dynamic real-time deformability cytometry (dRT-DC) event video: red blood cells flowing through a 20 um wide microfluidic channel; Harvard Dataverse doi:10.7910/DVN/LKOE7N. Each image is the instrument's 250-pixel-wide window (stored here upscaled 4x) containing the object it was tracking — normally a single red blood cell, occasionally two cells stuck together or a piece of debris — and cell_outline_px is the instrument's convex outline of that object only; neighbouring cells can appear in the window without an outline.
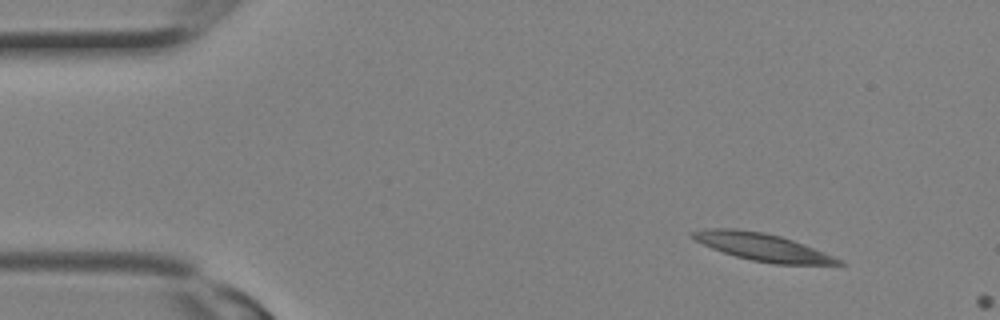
{"species": "Egyptian fruit bat (a non-hibernating species)", "species_latin": "Rousettus aegyptiacus", "temperature_condition": "room temperature", "stored_images_in_passage": 2, "camera_frame_rate_fps": 3000, "um_per_image_px": 0.085, "animal": {"sex": "female"}, "frame": {"image": 1, "passage_image": 1, "time_ms": 0.0, "image_size_px": [1000, 320], "cell_outline_px": [[848, 264], [776, 264], [752, 260], [736, 256], [712, 248], [688, 236], [688, 232], [704, 228], [736, 228], [764, 232], [780, 236], [804, 244], [844, 260]], "centroid_in_image_um": [64.78, 20.98], "position_along_channel_um": 20.2, "area_um2": 23.35}}